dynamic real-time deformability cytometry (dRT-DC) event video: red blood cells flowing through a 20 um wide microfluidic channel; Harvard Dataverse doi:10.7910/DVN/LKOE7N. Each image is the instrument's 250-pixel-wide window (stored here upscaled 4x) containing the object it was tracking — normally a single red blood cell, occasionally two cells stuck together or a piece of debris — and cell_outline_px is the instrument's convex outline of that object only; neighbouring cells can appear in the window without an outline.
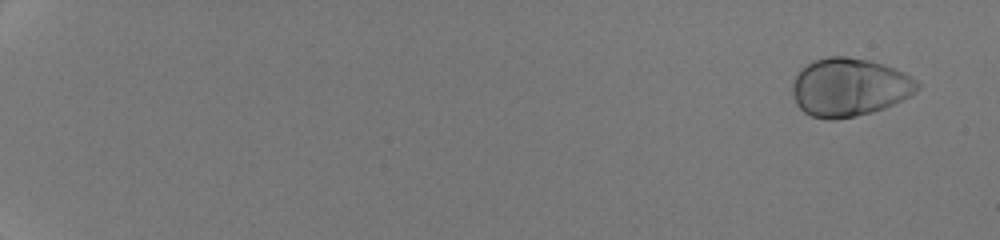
{"species": "human", "species_latin": "Homo sapiens", "temperature_condition": "room temperature", "stored_images_in_passage": 53, "camera_frame_rate_fps": 3000, "um_per_image_px": 0.085, "donor": {"sex": "male"}, "frame": {"image": 1, "passage_image": 4, "time_ms": 1.0, "image_size_px": [1000, 240], "cell_outline_px": [[920, 88], [916, 92], [884, 108], [872, 112], [856, 116], [832, 120], [828, 120], [812, 116], [804, 112], [796, 104], [792, 92], [792, 84], [796, 76], [812, 60], [828, 56], [848, 56], [868, 60], [884, 64], [904, 72], [916, 80], [920, 84]], "centroid_in_image_um": [72.19, 7.41], "position_along_channel_um": 12.8, "area_um2": 42.37}}
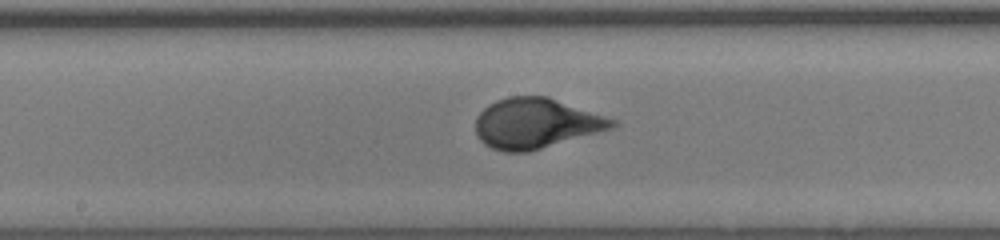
{"frame": {"image": 2, "passage_image": 33, "time_ms": 10.667, "image_size_px": [1000, 240], "cell_outline_px": [[620, 124], [612, 128], [528, 152], [504, 152], [492, 148], [484, 144], [476, 136], [476, 116], [488, 104], [496, 100], [508, 96], [548, 96], [616, 120]], "centroid_in_image_um": [45.52, 10.48], "position_along_channel_um": 202.7, "area_um2": 39.88}}
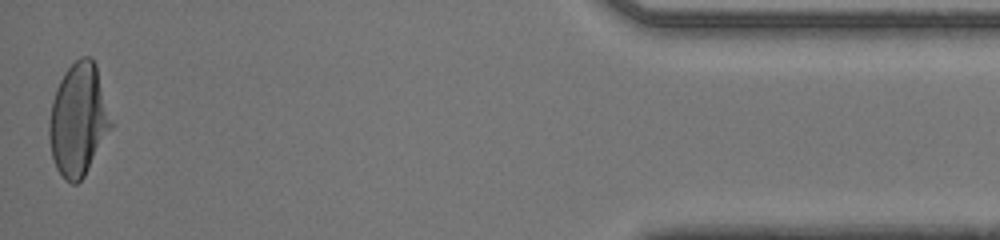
{"frame": {"image": 3, "passage_image": 53, "time_ms": 17.333, "image_size_px": [1000, 240], "cell_outline_px": [[112, 124], [84, 176], [76, 184], [72, 184], [64, 180], [56, 168], [52, 156], [48, 136], [48, 124], [52, 100], [56, 88], [64, 72], [80, 56], [92, 56], [96, 64]], "centroid_in_image_um": [6.62, 10.16], "position_along_channel_um": 428.6, "area_um2": 40.11}, "authors_computed_cell_mechanics": {"area_um2": 39.9398, "velocity_mm_per_s": 4.2886, "shape_relaxation_time_tau1_ms": 3.3907, "shape_relaxation_time_tau2_ms": null, "deformation_change_tau1": 0.1762, "deformation_change_tau2": null}}